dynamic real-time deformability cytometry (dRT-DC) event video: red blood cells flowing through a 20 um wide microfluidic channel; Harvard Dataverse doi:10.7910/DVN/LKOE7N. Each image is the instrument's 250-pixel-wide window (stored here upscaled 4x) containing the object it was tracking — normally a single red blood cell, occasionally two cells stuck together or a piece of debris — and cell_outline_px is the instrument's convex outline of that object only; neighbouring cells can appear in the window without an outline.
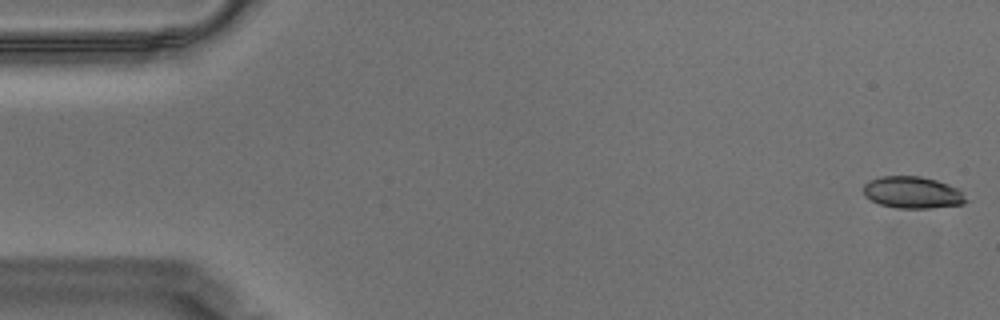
{"species": "Egyptian fruit bat (a non-hibernating species)", "species_latin": "Rousettus aegyptiacus", "temperature_condition": "warm", "stored_images_in_passage": 57, "camera_frame_rate_fps": 3000, "um_per_image_px": 0.085, "animal": {"sex": "male"}, "frame": {"image": 1, "passage_image": 1, "time_ms": 0.0, "image_size_px": [1000, 320], "cell_outline_px": [[968, 200], [964, 204], [932, 208], [896, 208], [880, 204], [864, 196], [864, 184], [868, 180], [880, 176], [920, 176], [936, 180], [948, 184], [956, 188]], "centroid_in_image_um": [77.54, 16.36], "position_along_channel_um": 7.5, "area_um2": 19.02}}
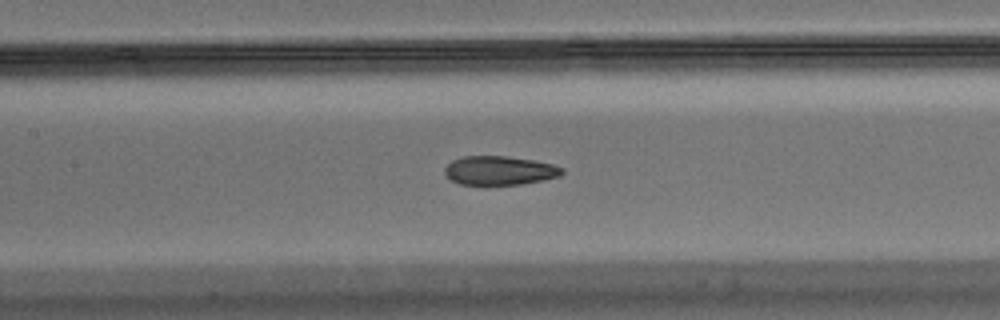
{"frame": {"image": 2, "passage_image": 26, "time_ms": 8.333, "image_size_px": [1000, 320], "cell_outline_px": [[564, 172], [560, 176], [544, 180], [520, 184], [484, 188], [460, 184], [452, 180], [444, 172], [444, 168], [452, 160], [460, 156], [504, 156], [532, 160], [552, 164], [564, 168]], "centroid_in_image_um": [42.42, 14.54], "position_along_channel_um": 165.0, "area_um2": 20.52}}
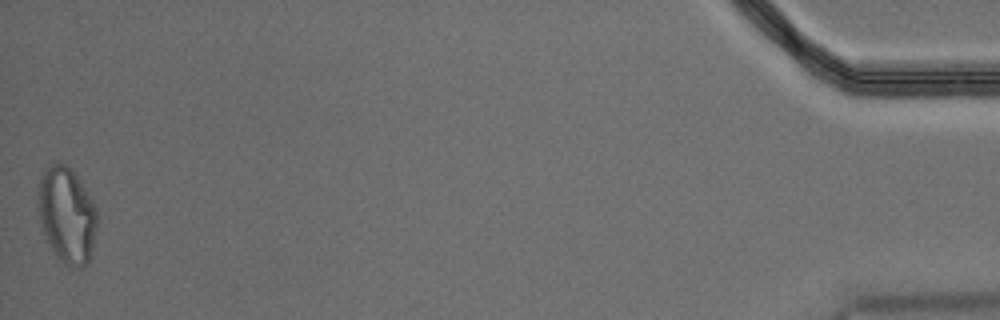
{"frame": {"image": 3, "passage_image": 57, "time_ms": 18.667, "image_size_px": [1000, 320], "cell_outline_px": [[100, 220], [88, 264], [80, 268], [72, 268], [60, 260], [44, 240], [36, 204], [36, 184], [44, 168], [52, 164], [68, 164], [72, 168], [96, 204]], "centroid_in_image_um": [5.67, 18.26], "position_along_channel_um": 429.5, "area_um2": 34.56}, "authors_computed_cell_mechanics": {"area_um2": 20.519, "velocity_mm_per_s": 3.4891, "shape_relaxation_time_tau1_ms": null, "shape_relaxation_time_tau2_ms": 1.9234, "deformation_change_tau1": null, "deformation_change_tau2": 0.0686}}